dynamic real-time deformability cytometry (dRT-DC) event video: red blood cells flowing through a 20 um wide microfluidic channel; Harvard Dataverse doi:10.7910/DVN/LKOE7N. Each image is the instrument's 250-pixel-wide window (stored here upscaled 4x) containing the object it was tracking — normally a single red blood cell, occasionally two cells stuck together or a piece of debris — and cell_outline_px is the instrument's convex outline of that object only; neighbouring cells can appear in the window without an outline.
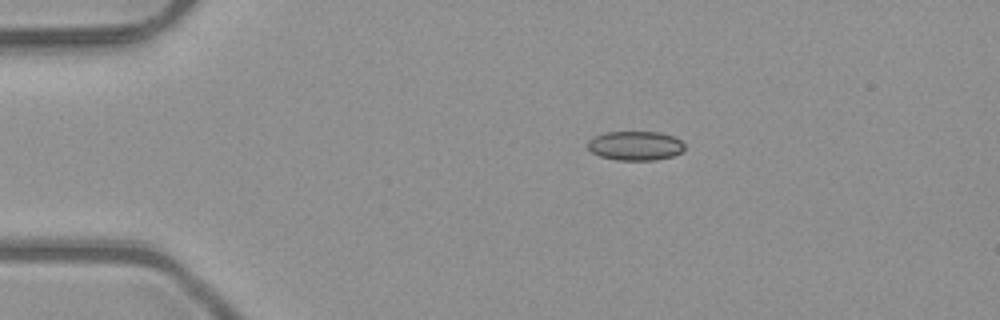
{"species": "common noctule bat (a hibernating species)", "species_latin": "Nyctalus noctula", "temperature_condition": "room temperature", "stored_images_in_passage": 5, "camera_frame_rate_fps": 3000, "um_per_image_px": 0.085, "animal": {"sex": "male", "body_mass_g": 23.1, "forearm_length_mm": 52.7}, "frame": {"image": 1, "passage_image": 3, "time_ms": 0.667, "image_size_px": [1000, 320], "cell_outline_px": [[684, 148], [680, 152], [672, 156], [656, 160], [616, 160], [600, 156], [592, 152], [588, 148], [588, 140], [604, 132], [660, 132], [672, 136], [680, 140], [684, 144]], "centroid_in_image_um": [53.99, 12.39], "position_along_channel_um": 31.0, "area_um2": 16.42}}
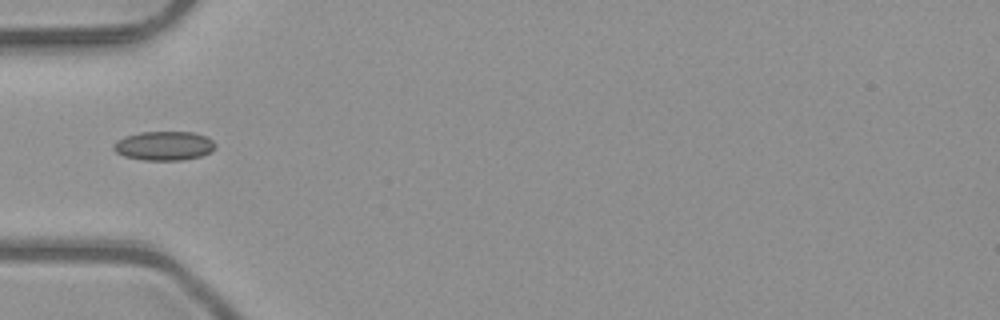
{"frame": {"image": 2, "passage_image": 5, "time_ms": 1.333, "image_size_px": [1000, 320], "cell_outline_px": [[216, 144], [208, 152], [200, 156], [180, 160], [144, 160], [124, 156], [116, 152], [112, 148], [112, 144], [116, 140], [124, 136], [140, 132], [192, 132], [204, 136], [212, 140]], "centroid_in_image_um": [13.87, 12.39], "position_along_channel_um": 71.1, "area_um2": 17.11}}